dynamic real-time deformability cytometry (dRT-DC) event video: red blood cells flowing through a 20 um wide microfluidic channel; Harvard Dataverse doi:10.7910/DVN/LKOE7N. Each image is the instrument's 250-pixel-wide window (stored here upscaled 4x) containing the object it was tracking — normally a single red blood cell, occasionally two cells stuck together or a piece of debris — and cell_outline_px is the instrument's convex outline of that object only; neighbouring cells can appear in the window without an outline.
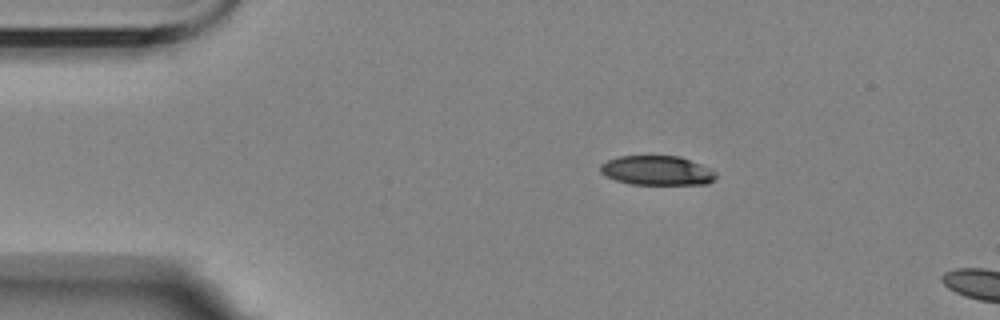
{"species": "Egyptian fruit bat (a non-hibernating species)", "species_latin": "Rousettus aegyptiacus", "temperature_condition": "room temperature", "stored_images_in_passage": 3, "camera_frame_rate_fps": 3000, "um_per_image_px": 0.085, "animal": {"sex": "female"}, "frame": {"image": 1, "passage_image": 2, "time_ms": 1.0, "image_size_px": [1000, 320], "cell_outline_px": [[716, 180], [708, 184], [632, 184], [616, 180], [604, 176], [600, 172], [600, 164], [608, 160], [620, 156], [680, 156], [700, 164], [716, 172]], "centroid_in_image_um": [55.84, 14.5], "position_along_channel_um": 29.2, "area_um2": 19.83}}